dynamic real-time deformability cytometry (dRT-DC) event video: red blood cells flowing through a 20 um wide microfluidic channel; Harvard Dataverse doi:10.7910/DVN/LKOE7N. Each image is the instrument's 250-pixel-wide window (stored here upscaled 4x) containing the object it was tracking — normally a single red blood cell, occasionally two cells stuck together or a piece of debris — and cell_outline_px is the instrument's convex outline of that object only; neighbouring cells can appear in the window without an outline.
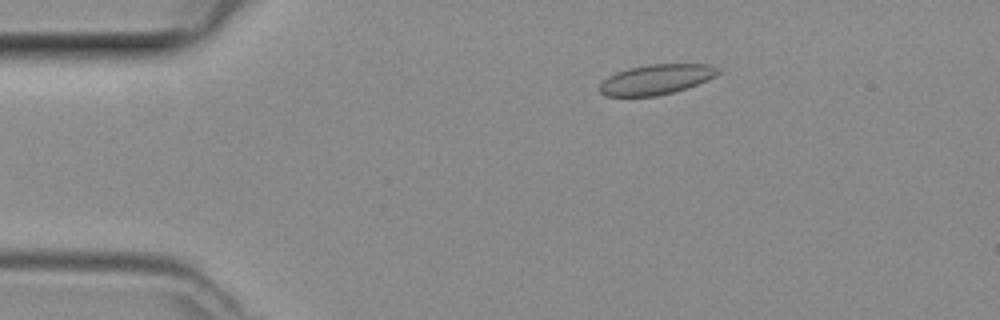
{"species": "common noctule bat (a hibernating species)", "species_latin": "Nyctalus noctula", "temperature_condition": "room temperature", "stored_images_in_passage": 46, "camera_frame_rate_fps": 3000, "um_per_image_px": 0.085, "animal": {"sex": "female", "body_mass_g": 29.2, "forearm_length_mm": 56.3}, "frame": {"image": 1, "passage_image": 7, "time_ms": 2.0, "image_size_px": [1000, 320], "cell_outline_px": [[720, 72], [716, 76], [708, 80], [672, 92], [656, 96], [604, 96], [600, 92], [600, 84], [608, 76], [616, 72], [628, 68], [648, 64], [708, 64], [720, 68]], "centroid_in_image_um": [55.78, 6.74], "position_along_channel_um": 29.2, "area_um2": 20.69}}
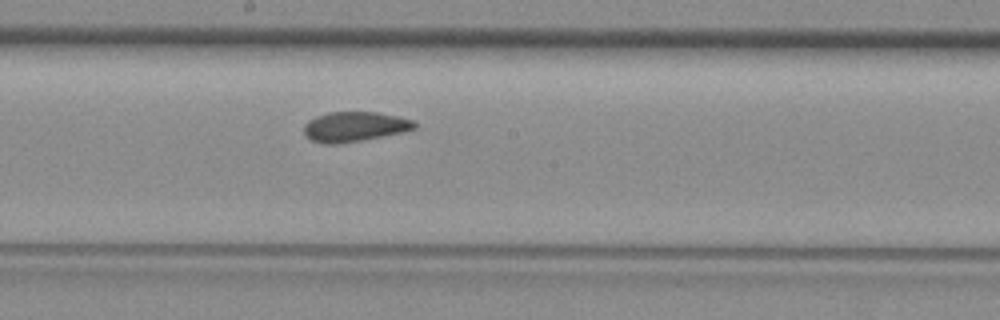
{"frame": {"image": 2, "passage_image": 24, "time_ms": 7.667, "image_size_px": [1000, 320], "cell_outline_px": [[416, 128], [404, 132], [360, 140], [332, 144], [328, 144], [312, 140], [304, 132], [304, 124], [308, 120], [316, 116], [328, 112], [380, 112], [416, 120]], "centroid_in_image_um": [30.18, 10.74], "position_along_channel_um": 218.0, "area_um2": 19.19}}
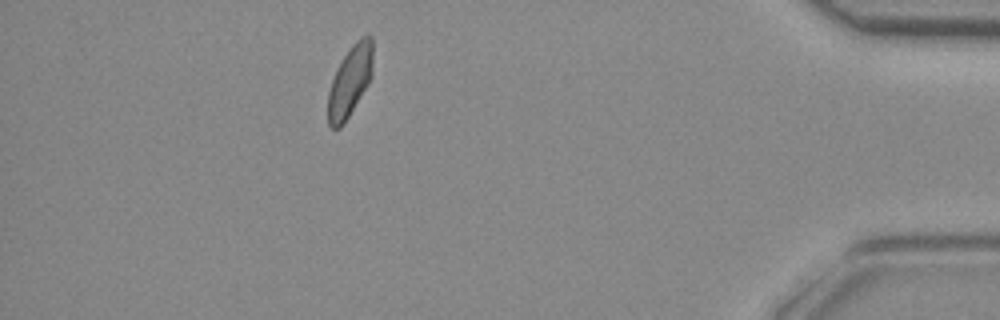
{"frame": {"image": 3, "passage_image": 41, "time_ms": 13.333, "image_size_px": [1000, 320], "cell_outline_px": [[372, 76], [368, 84], [344, 124], [340, 128], [332, 128], [328, 124], [328, 92], [332, 80], [344, 56], [352, 44], [360, 36], [372, 36]], "centroid_in_image_um": [29.75, 6.91], "position_along_channel_um": 405.4, "area_um2": 18.32}}